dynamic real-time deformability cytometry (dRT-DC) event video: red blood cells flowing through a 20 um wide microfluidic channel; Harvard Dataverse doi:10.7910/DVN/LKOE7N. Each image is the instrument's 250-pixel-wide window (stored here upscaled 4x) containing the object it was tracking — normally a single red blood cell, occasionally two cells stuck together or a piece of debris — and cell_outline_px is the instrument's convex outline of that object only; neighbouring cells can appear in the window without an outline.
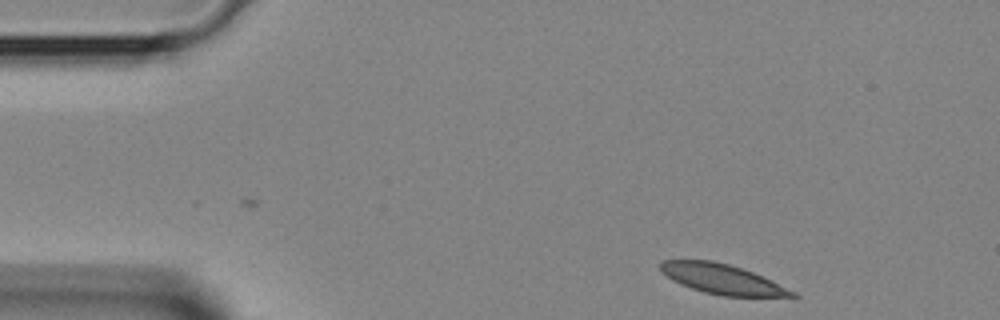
{"species": "Egyptian fruit bat (a non-hibernating species)", "species_latin": "Rousettus aegyptiacus", "temperature_condition": "room temperature", "stored_images_in_passage": 2, "camera_frame_rate_fps": 3000, "um_per_image_px": 0.085, "animal": {"sex": "female"}, "frame": {"image": 1, "passage_image": 2, "time_ms": 0.333, "image_size_px": [1000, 320], "cell_outline_px": [[800, 296], [720, 296], [704, 292], [680, 284], [672, 280], [660, 268], [660, 260], [712, 260], [728, 264], [752, 272], [796, 292]], "centroid_in_image_um": [61.35, 23.72], "position_along_channel_um": 23.7, "area_um2": 22.48}}